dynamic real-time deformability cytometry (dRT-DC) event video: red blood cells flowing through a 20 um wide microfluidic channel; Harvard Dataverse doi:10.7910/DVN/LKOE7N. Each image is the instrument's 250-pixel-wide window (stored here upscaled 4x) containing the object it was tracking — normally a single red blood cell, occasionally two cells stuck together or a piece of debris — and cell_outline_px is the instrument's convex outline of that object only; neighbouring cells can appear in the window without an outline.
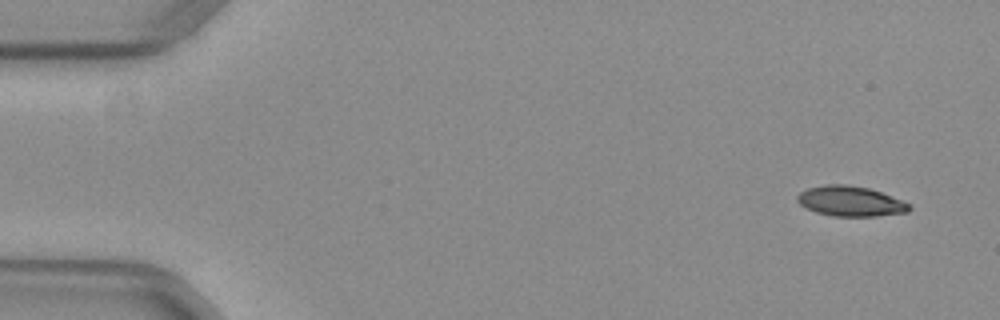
{"species": "common noctule bat (a hibernating species)", "species_latin": "Nyctalus noctula", "temperature_condition": "warm", "stored_images_in_passage": 50, "camera_frame_rate_fps": 3000, "um_per_image_px": 0.085, "animal": {"sex": "female", "body_mass_g": 29.2, "forearm_length_mm": 56.3}, "frame": {"image": 1, "passage_image": 1, "time_ms": 0.0, "image_size_px": [1000, 320], "cell_outline_px": [[912, 208], [908, 212], [876, 216], [836, 216], [816, 212], [800, 204], [796, 200], [796, 196], [800, 192], [808, 188], [824, 184], [848, 184], [868, 188], [880, 192], [912, 204]], "centroid_in_image_um": [72.3, 17.1], "position_along_channel_um": 12.7, "area_um2": 19.65}}
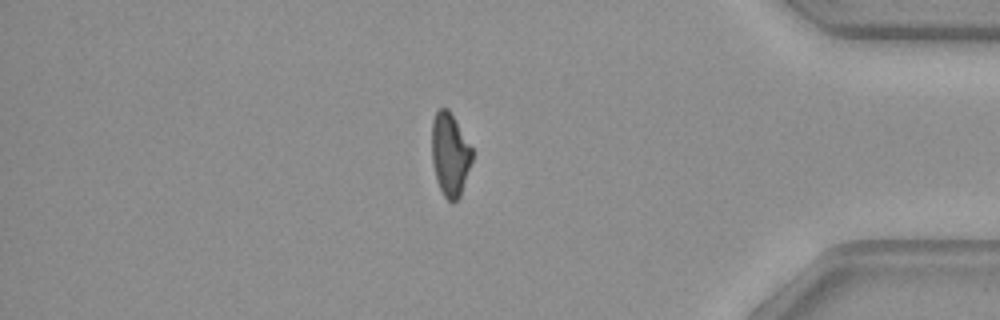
{"frame": {"image": 2, "passage_image": 42, "time_ms": 13.667, "image_size_px": [1000, 320], "cell_outline_px": [[472, 160], [460, 196], [452, 204], [444, 196], [436, 180], [432, 164], [432, 120], [436, 112], [440, 108], [448, 108], [472, 148]], "centroid_in_image_um": [38.23, 13.14], "position_along_channel_um": 397.0, "area_um2": 19.42}}
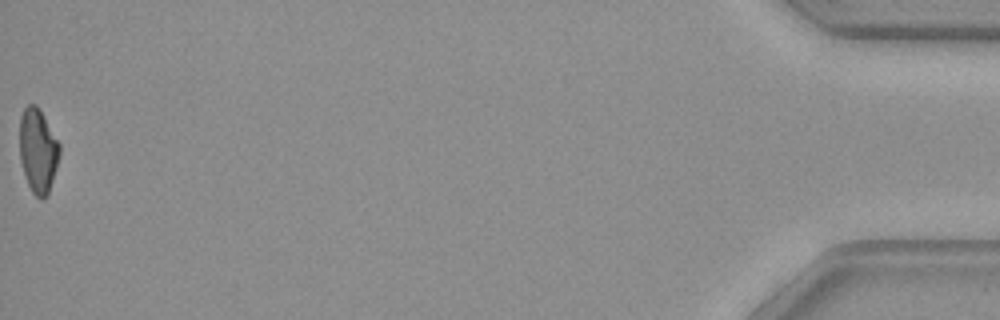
{"frame": {"image": 3, "passage_image": 50, "time_ms": 16.333, "image_size_px": [1000, 320], "cell_outline_px": [[60, 152], [56, 168], [48, 196], [44, 200], [40, 200], [32, 192], [24, 176], [20, 160], [20, 116], [24, 108], [28, 104], [36, 104], [44, 116], [60, 144]], "centroid_in_image_um": [3.22, 12.83], "position_along_channel_um": 432.0, "area_um2": 19.77}, "authors_computed_cell_mechanics": {"area_um2": 20.7213, "velocity_mm_per_s": 4.0006, "shape_relaxation_time_tau1_ms": 6.5117, "shape_relaxation_time_tau2_ms": 8.0764, "deformation_change_tau1": 0.2089, "deformation_change_tau2": 0.1725}}